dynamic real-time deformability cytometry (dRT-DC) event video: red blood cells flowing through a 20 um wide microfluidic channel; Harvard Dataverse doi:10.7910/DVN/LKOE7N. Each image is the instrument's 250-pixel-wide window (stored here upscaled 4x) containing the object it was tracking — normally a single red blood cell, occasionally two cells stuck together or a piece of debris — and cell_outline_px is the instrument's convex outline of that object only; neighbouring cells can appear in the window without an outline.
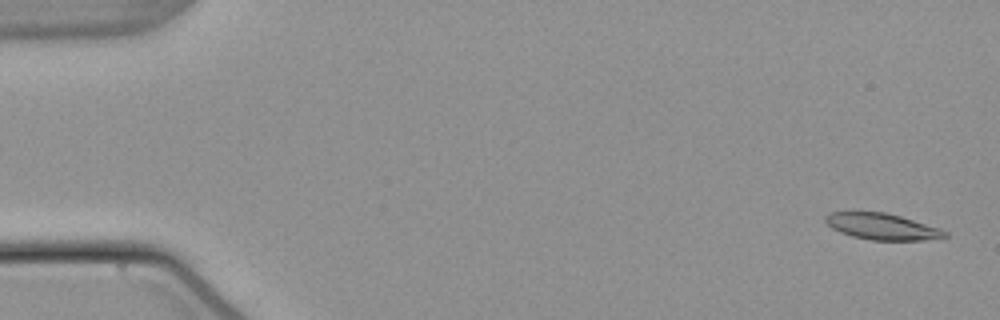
{"species": "common noctule bat (a hibernating species)", "species_latin": "Nyctalus noctula", "temperature_condition": "warm", "stored_images_in_passage": 54, "camera_frame_rate_fps": 3000, "um_per_image_px": 0.085, "animal": {"sex": "male", "body_mass_g": 21.5, "forearm_length_mm": 52.0}, "frame": {"image": 1, "passage_image": 2, "time_ms": 0.333, "image_size_px": [1000, 320], "cell_outline_px": [[948, 236], [924, 240], [872, 240], [852, 236], [840, 232], [832, 228], [824, 220], [824, 216], [828, 212], [852, 208], [884, 212], [900, 216], [940, 228], [948, 232]], "centroid_in_image_um": [74.86, 19.19], "position_along_channel_um": 10.1, "area_um2": 19.02}}
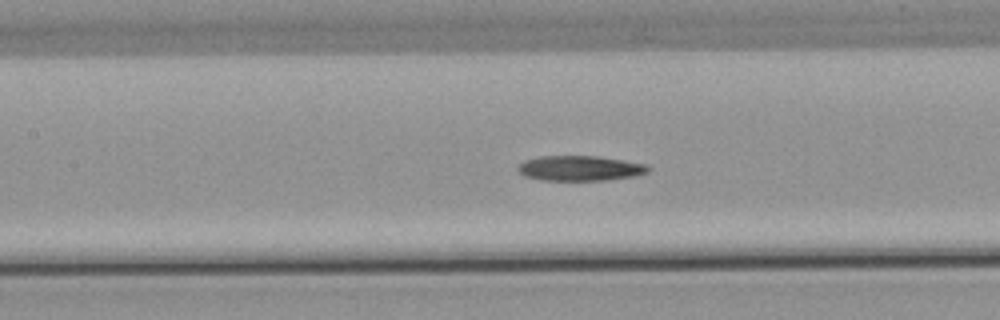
{"frame": {"image": 2, "passage_image": 25, "time_ms": 8.0, "image_size_px": [1000, 320], "cell_outline_px": [[652, 168], [648, 172], [632, 176], [608, 180], [540, 180], [524, 176], [516, 168], [524, 160], [540, 156], [596, 156], [648, 164]], "centroid_in_image_um": [49.3, 14.3], "position_along_channel_um": 158.1, "area_um2": 19.07}}
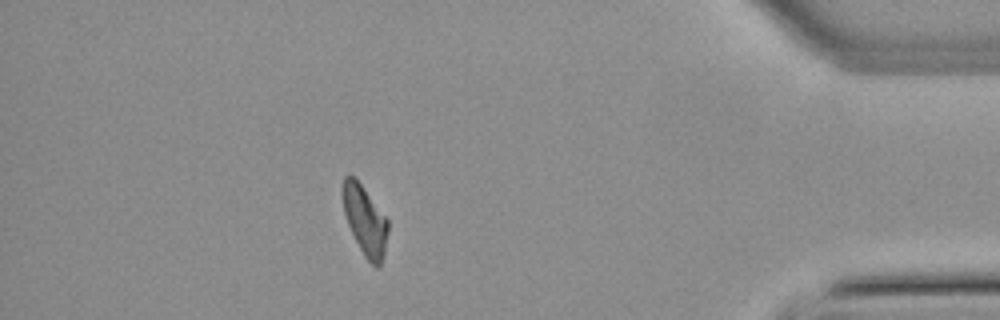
{"frame": {"image": 3, "passage_image": 48, "time_ms": 15.667, "image_size_px": [1000, 320], "cell_outline_px": [[388, 232], [384, 252], [380, 268], [376, 268], [364, 256], [348, 224], [344, 212], [340, 192], [340, 188], [344, 176], [352, 176], [360, 184], [388, 220]], "centroid_in_image_um": [31.0, 18.74], "position_along_channel_um": 404.2, "area_um2": 18.15}}